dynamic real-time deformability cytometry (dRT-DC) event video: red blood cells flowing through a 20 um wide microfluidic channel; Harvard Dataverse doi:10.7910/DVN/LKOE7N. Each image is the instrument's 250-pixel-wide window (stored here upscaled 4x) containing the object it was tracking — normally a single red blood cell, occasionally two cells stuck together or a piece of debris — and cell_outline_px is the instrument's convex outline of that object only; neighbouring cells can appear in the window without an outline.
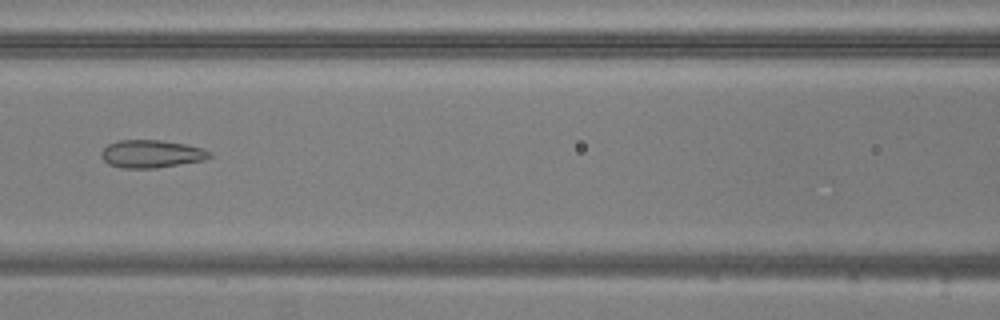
{"species": "common noctule bat (a hibernating species)", "species_latin": "Nyctalus noctula", "temperature_condition": "warm", "stored_images_in_passage": 52, "camera_frame_rate_fps": 3000, "um_per_image_px": 0.085, "animal": {"sex": "male", "body_mass_g": 20.5, "forearm_length_mm": 52.5}, "frame": {"image": 1, "passage_image": 22, "time_ms": 7.0, "image_size_px": [1000, 320], "cell_outline_px": [[212, 156], [204, 160], [156, 168], [124, 168], [108, 164], [100, 156], [100, 152], [108, 144], [120, 140], [160, 140], [184, 144], [204, 148], [212, 152]], "centroid_in_image_um": [12.88, 13.08], "position_along_channel_um": 153.7, "area_um2": 17.57}}
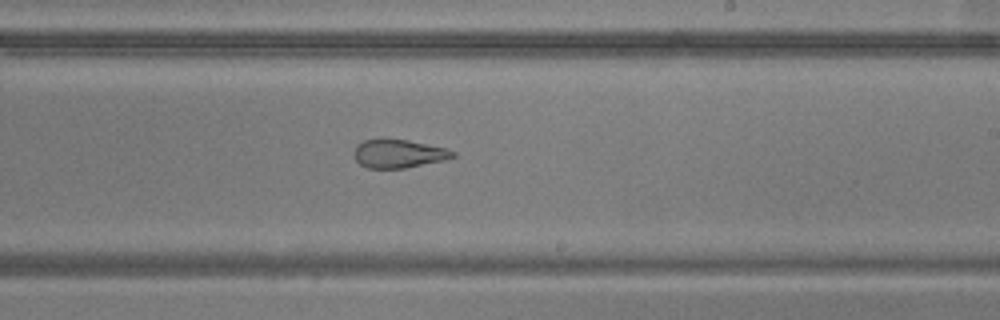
{"frame": {"image": 2, "passage_image": 30, "time_ms": 9.667, "image_size_px": [1000, 320], "cell_outline_px": [[456, 156], [448, 160], [404, 168], [368, 168], [360, 164], [356, 160], [356, 144], [364, 140], [408, 140], [444, 148], [456, 152]], "centroid_in_image_um": [33.94, 13.08], "position_along_channel_um": 255.1, "area_um2": 16.07}}
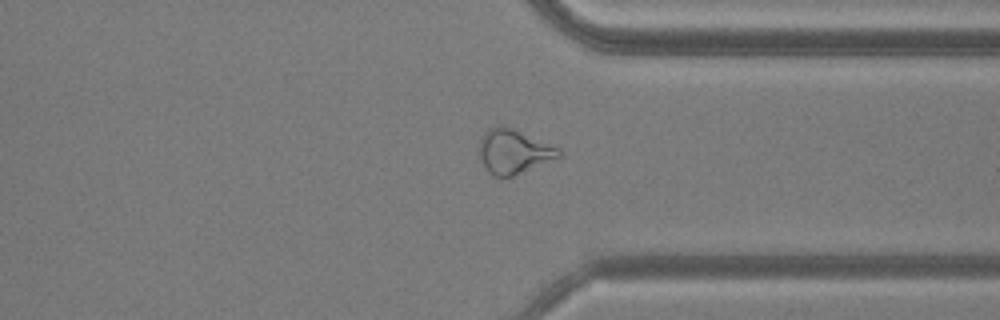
{"frame": {"image": 3, "passage_image": 39, "time_ms": 12.667, "image_size_px": [1000, 320], "cell_outline_px": [[564, 156], [512, 176], [492, 176], [488, 172], [480, 160], [480, 140], [484, 132], [488, 128], [500, 124], [512, 128], [560, 148], [564, 152]], "centroid_in_image_um": [43.69, 12.87], "position_along_channel_um": 367.7, "area_um2": 20.69}, "authors_computed_cell_mechanics": {"area_um2": 21.6461, "velocity_mm_per_s": 3.8166, "shape_relaxation_time_tau1_ms": null, "shape_relaxation_time_tau2_ms": 2.3519, "deformation_change_tau1": null, "deformation_change_tau2": 0.1135}}